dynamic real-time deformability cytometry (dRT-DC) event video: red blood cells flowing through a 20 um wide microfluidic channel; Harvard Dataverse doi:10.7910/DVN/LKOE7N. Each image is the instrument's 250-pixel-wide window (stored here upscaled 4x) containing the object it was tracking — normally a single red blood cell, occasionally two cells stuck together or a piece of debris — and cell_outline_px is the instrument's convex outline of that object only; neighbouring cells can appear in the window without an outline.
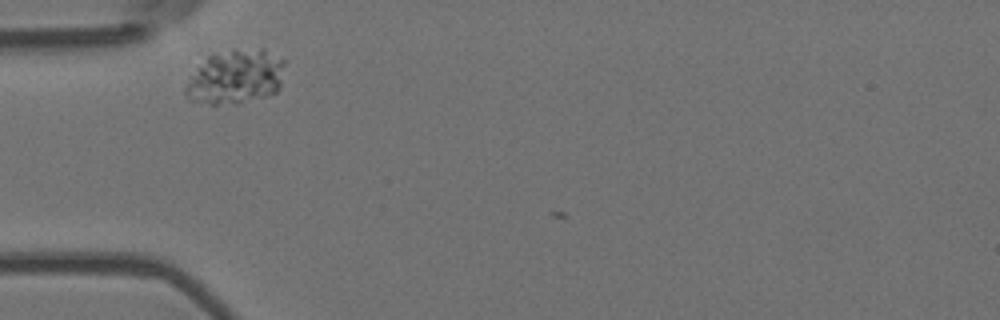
{"species": "Egyptian fruit bat (a non-hibernating species)", "species_latin": "Rousettus aegyptiacus", "temperature_condition": "room temperature", "stored_images_in_passage": 4, "camera_frame_rate_fps": 3000, "um_per_image_px": 0.085, "animal": {"sex": "female"}, "frame": {"image": 1, "passage_image": 2, "time_ms": 0.333, "image_size_px": [1000, 320], "cell_outline_px": [[284, 64], [280, 88], [276, 92], [240, 104], [208, 104], [188, 100], [184, 96], [184, 88], [196, 68], [212, 52], [260, 48], [264, 48], [284, 60]], "centroid_in_image_um": [20.0, 6.55], "position_along_channel_um": 65.0, "area_um2": 31.67}}